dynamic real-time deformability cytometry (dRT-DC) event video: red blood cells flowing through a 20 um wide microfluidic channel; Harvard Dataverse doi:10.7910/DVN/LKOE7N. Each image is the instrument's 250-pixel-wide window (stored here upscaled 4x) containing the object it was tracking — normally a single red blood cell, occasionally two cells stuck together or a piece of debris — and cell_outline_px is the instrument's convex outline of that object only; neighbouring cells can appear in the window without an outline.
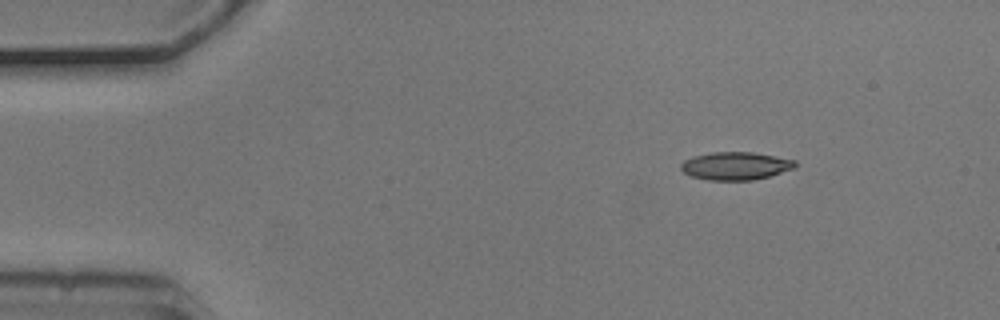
{"species": "common noctule bat (a hibernating species)", "species_latin": "Nyctalus noctula", "temperature_condition": "cold", "stored_images_in_passage": 4, "camera_frame_rate_fps": 3000, "um_per_image_px": 0.085, "animal": {"sex": "male", "body_mass_g": 20.5, "forearm_length_mm": 52.5}, "frame": {"image": 1, "passage_image": 1, "time_ms": 0.0, "image_size_px": [1000, 320], "cell_outline_px": [[796, 168], [768, 176], [752, 180], [708, 180], [692, 176], [684, 172], [680, 168], [680, 164], [684, 160], [692, 156], [712, 152], [752, 152], [796, 160]], "centroid_in_image_um": [62.51, 14.09], "position_along_channel_um": 22.5, "area_um2": 18.55}}